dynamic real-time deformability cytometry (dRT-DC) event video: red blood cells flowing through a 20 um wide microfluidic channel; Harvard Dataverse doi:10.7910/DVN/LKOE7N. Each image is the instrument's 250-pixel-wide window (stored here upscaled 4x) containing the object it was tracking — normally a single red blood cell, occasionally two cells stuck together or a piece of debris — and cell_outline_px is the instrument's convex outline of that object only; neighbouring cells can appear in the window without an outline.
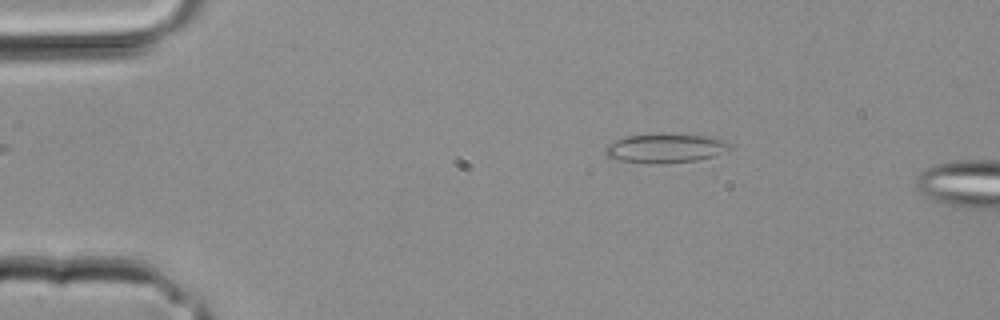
{"species": "common noctule bat (a hibernating species)", "species_latin": "Nyctalus noctula", "temperature_condition": "room temperature", "stored_images_in_passage": 2, "camera_frame_rate_fps": 3000, "um_per_image_px": 0.085, "animal": {"sex": "male", "body_mass_g": 20.4}, "frame": {"image": 1, "passage_image": 1, "time_ms": 0.0, "image_size_px": [1000, 320], "cell_outline_px": [[732, 148], [712, 156], [696, 160], [664, 164], [648, 164], [620, 160], [608, 156], [604, 152], [604, 148], [608, 144], [616, 140], [628, 136], [704, 136], [724, 140], [732, 144]], "centroid_in_image_um": [56.54, 12.65], "position_along_channel_um": 28.5, "area_um2": 20.35}}